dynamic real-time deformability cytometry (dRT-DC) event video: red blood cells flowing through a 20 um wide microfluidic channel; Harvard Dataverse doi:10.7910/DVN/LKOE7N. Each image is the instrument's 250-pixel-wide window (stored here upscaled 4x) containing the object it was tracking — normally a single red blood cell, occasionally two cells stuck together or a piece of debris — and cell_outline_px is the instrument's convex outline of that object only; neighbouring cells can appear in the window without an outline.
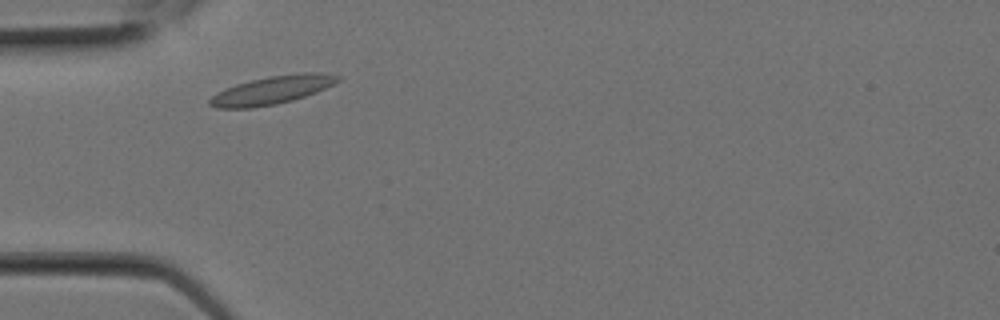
{"species": "Egyptian fruit bat (a non-hibernating species)", "species_latin": "Rousettus aegyptiacus", "temperature_condition": "room temperature", "stored_images_in_passage": 3, "camera_frame_rate_fps": 3000, "um_per_image_px": 0.085, "animal": {"sex": "female"}, "frame": {"image": 1, "passage_image": 2, "time_ms": 0.333, "image_size_px": [1000, 320], "cell_outline_px": [[344, 76], [340, 80], [316, 92], [292, 100], [276, 104], [252, 108], [216, 108], [208, 104], [208, 100], [216, 92], [236, 84], [268, 76], [300, 72], [320, 72]], "centroid_in_image_um": [23.13, 7.65], "position_along_channel_um": 61.9, "area_um2": 21.1}}